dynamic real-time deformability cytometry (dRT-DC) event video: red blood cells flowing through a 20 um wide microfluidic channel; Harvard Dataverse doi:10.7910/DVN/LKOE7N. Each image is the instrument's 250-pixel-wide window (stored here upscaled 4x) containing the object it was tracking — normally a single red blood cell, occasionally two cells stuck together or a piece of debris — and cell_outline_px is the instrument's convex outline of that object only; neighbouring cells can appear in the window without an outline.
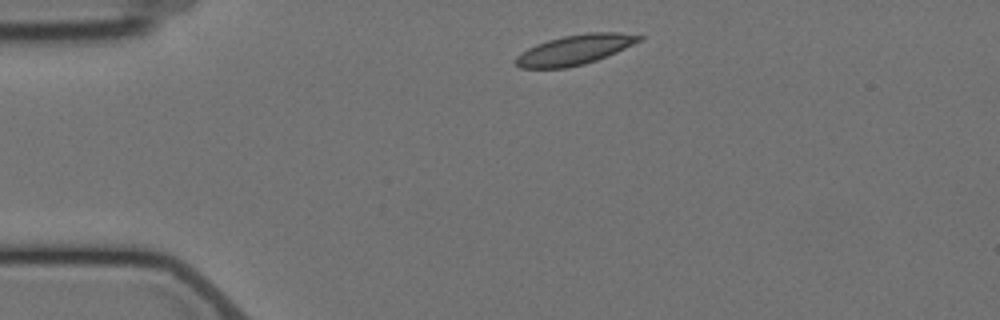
{"species": "Egyptian fruit bat (a non-hibernating species)", "species_latin": "Rousettus aegyptiacus", "temperature_condition": "cold", "stored_images_in_passage": 3, "camera_frame_rate_fps": 3000, "um_per_image_px": 0.085, "animal": {"sex": "female"}, "frame": {"image": 1, "passage_image": 1, "time_ms": 0.0, "image_size_px": [1000, 320], "cell_outline_px": [[644, 40], [616, 52], [596, 60], [584, 64], [564, 68], [520, 68], [516, 64], [516, 56], [528, 48], [536, 44], [548, 40], [564, 36], [588, 32], [620, 32], [644, 36]], "centroid_in_image_um": [48.89, 4.22], "position_along_channel_um": 36.1, "area_um2": 21.44}}
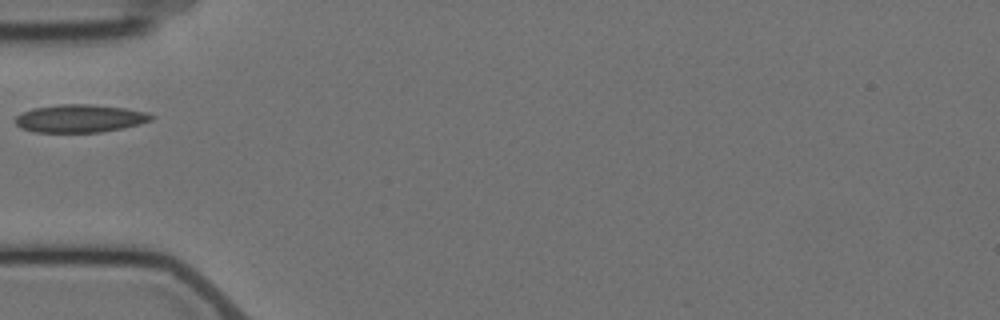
{"frame": {"image": 2, "passage_image": 3, "time_ms": 2.333, "image_size_px": [1000, 320], "cell_outline_px": [[156, 116], [152, 120], [124, 128], [100, 132], [36, 132], [20, 128], [16, 124], [16, 116], [32, 108], [56, 104], [92, 104], [124, 108], [148, 112]], "centroid_in_image_um": [6.81, 10.06], "position_along_channel_um": 78.2, "area_um2": 22.2}}